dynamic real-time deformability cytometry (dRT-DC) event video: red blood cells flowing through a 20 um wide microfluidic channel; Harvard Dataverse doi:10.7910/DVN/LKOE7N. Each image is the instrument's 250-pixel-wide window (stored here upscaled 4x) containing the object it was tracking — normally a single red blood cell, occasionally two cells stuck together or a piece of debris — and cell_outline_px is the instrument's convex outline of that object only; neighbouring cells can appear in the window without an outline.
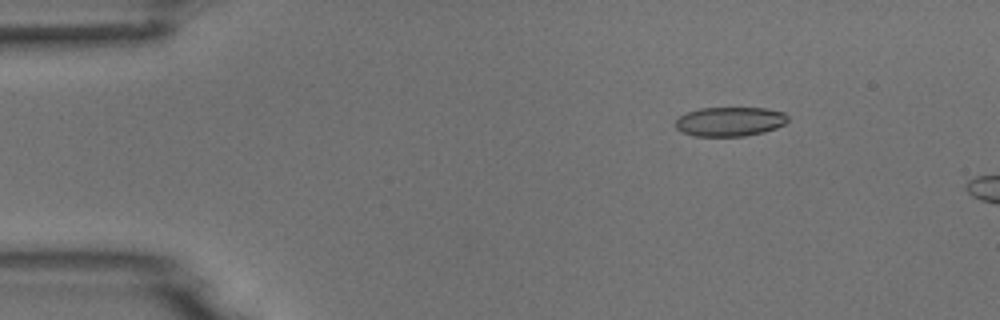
{"species": "common noctule bat (a hibernating species)", "species_latin": "Nyctalus noctula", "temperature_condition": "room temperature", "stored_images_in_passage": 5, "camera_frame_rate_fps": 3000, "um_per_image_px": 0.085, "animal": {"sex": "male", "body_mass_g": 18.8}, "frame": {"image": 1, "passage_image": 3, "time_ms": 2.333, "image_size_px": [1000, 320], "cell_outline_px": [[788, 120], [784, 124], [776, 128], [764, 132], [744, 136], [696, 136], [680, 132], [676, 128], [676, 120], [680, 116], [688, 112], [700, 108], [764, 108], [784, 112], [788, 116]], "centroid_in_image_um": [62.04, 10.33], "position_along_channel_um": 23.0, "area_um2": 19.19}}